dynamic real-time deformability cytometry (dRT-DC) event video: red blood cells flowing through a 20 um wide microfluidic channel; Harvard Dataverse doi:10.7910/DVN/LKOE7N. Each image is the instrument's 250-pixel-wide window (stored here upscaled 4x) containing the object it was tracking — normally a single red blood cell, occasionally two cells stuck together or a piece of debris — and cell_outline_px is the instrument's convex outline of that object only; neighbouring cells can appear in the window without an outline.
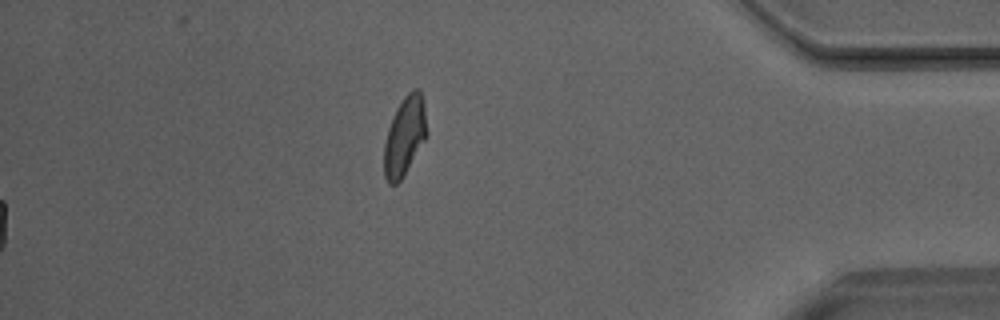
{"species": "Egyptian fruit bat (a non-hibernating species)", "species_latin": "Rousettus aegyptiacus", "temperature_condition": "room temperature", "stored_images_in_passage": 45, "segment_of_instrument_passage": [2, 2], "camera_frame_rate_fps": 3000, "um_per_image_px": 0.085, "animal": {"sex": "male"}, "frame": {"image": 1, "passage_image": 45, "time_ms": 14.667, "image_size_px": [1000, 320], "cell_outline_px": [[428, 136], [404, 176], [396, 184], [388, 184], [384, 176], [384, 144], [388, 128], [392, 116], [396, 108], [404, 96], [412, 88], [420, 88], [424, 100], [428, 132]], "centroid_in_image_um": [34.42, 11.54], "position_along_channel_um": 400.8, "area_um2": 20.23}}